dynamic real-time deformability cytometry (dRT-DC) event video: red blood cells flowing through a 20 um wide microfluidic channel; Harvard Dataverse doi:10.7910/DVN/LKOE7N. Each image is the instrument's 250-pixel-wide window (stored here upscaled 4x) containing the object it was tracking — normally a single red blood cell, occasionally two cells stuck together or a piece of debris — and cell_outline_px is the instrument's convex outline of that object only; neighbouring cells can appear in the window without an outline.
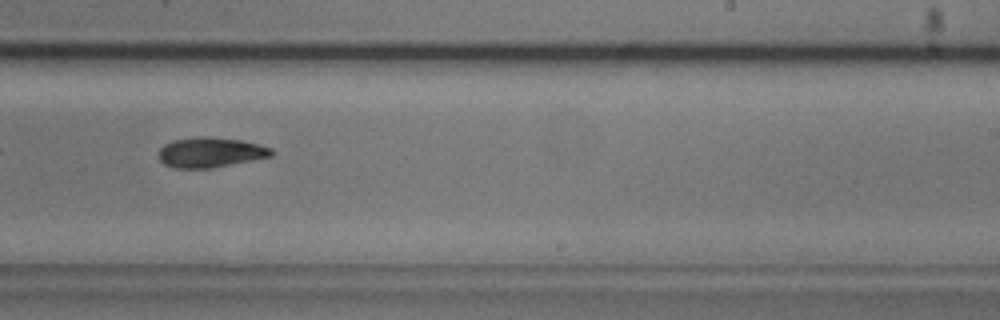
{"species": "common noctule bat (a hibernating species)", "species_latin": "Nyctalus noctula", "temperature_condition": "cold", "stored_images_in_passage": 9, "camera_frame_rate_fps": 3000, "um_per_image_px": 0.085, "animal": {"sex": "male", "body_mass_g": 20.5, "forearm_length_mm": 52.5}, "frame": {"image": 1, "passage_image": 8, "time_ms": 9.0, "image_size_px": [1000, 320], "cell_outline_px": [[276, 152], [272, 156], [212, 168], [172, 168], [164, 164], [160, 160], [160, 148], [164, 144], [172, 140], [200, 136], [208, 136], [240, 140], [272, 148]], "centroid_in_image_um": [17.88, 12.95], "position_along_channel_um": 271.1, "area_um2": 19.77}}